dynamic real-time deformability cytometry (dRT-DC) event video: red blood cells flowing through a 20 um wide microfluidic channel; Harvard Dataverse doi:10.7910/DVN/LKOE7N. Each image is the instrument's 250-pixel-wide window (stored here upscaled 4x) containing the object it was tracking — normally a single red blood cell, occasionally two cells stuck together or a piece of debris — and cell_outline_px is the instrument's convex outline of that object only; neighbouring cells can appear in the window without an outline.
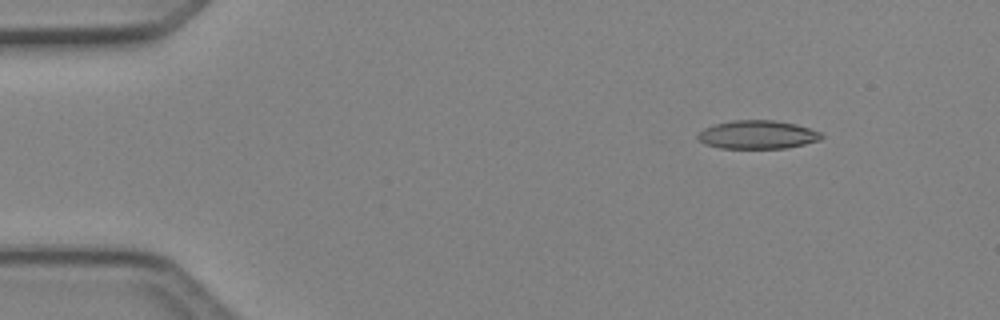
{"species": "Egyptian fruit bat (a non-hibernating species)", "species_latin": "Rousettus aegyptiacus", "temperature_condition": "cold", "stored_images_in_passage": 5, "camera_frame_rate_fps": 3000, "um_per_image_px": 0.085, "animal": {"sex": "female"}, "frame": {"image": 1, "passage_image": 2, "time_ms": 0.333, "image_size_px": [1000, 320], "cell_outline_px": [[824, 136], [820, 140], [804, 144], [784, 148], [720, 148], [704, 144], [696, 136], [704, 128], [716, 124], [732, 120], [776, 120], [796, 124], [820, 132]], "centroid_in_image_um": [64.39, 11.44], "position_along_channel_um": 20.6, "area_um2": 20.4}}
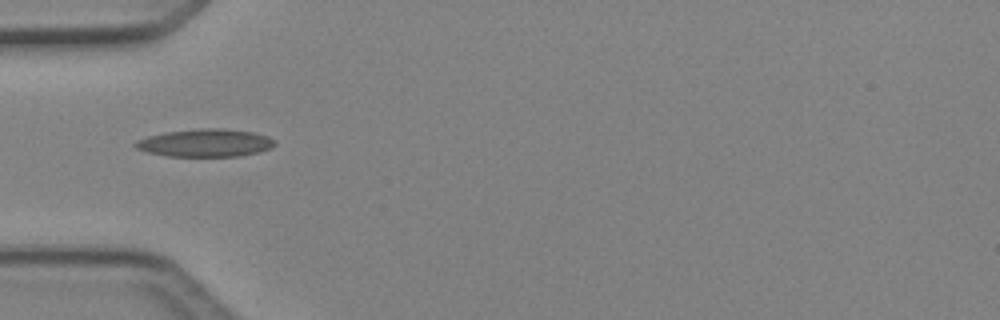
{"frame": {"image": 2, "passage_image": 5, "time_ms": 1.333, "image_size_px": [1000, 320], "cell_outline_px": [[276, 144], [272, 148], [260, 152], [240, 156], [168, 156], [148, 152], [136, 148], [132, 144], [136, 140], [148, 136], [164, 132], [200, 128], [220, 128], [252, 132], [268, 136], [276, 140]], "centroid_in_image_um": [17.47, 12.14], "position_along_channel_um": 67.5, "area_um2": 22.72}}